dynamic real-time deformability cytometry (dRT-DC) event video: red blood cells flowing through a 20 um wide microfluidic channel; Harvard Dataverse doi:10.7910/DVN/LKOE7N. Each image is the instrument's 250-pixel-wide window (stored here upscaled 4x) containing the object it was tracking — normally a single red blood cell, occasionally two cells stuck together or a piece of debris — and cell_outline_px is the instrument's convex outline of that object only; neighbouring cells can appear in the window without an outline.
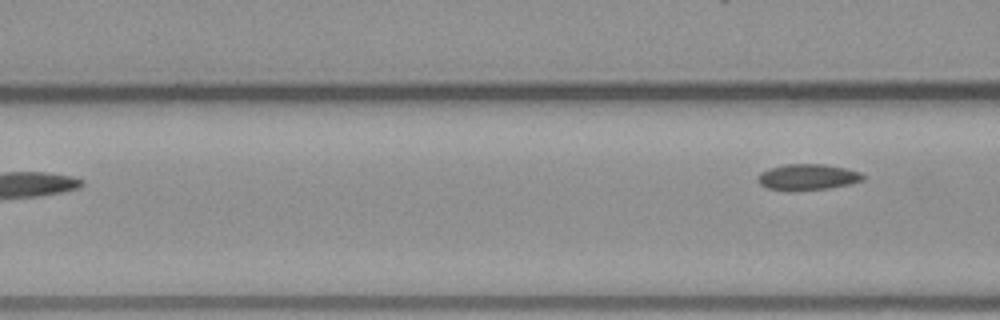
{"species": "common noctule bat (a hibernating species)", "species_latin": "Nyctalus noctula", "temperature_condition": "warm", "stored_images_in_passage": 4, "camera_frame_rate_fps": 3000, "um_per_image_px": 0.085, "animal": {"sex": "male", "body_mass_g": 23.1, "forearm_length_mm": 52.7}, "frame": {"image": 1, "passage_image": 4, "time_ms": 3.333, "image_size_px": [1000, 320], "cell_outline_px": [[864, 180], [848, 184], [828, 188], [768, 188], [760, 184], [756, 180], [756, 176], [760, 172], [768, 168], [784, 164], [824, 164], [844, 168], [860, 172], [864, 176]], "centroid_in_image_um": [68.63, 15.0], "position_along_channel_um": 98.0, "area_um2": 15.32}}